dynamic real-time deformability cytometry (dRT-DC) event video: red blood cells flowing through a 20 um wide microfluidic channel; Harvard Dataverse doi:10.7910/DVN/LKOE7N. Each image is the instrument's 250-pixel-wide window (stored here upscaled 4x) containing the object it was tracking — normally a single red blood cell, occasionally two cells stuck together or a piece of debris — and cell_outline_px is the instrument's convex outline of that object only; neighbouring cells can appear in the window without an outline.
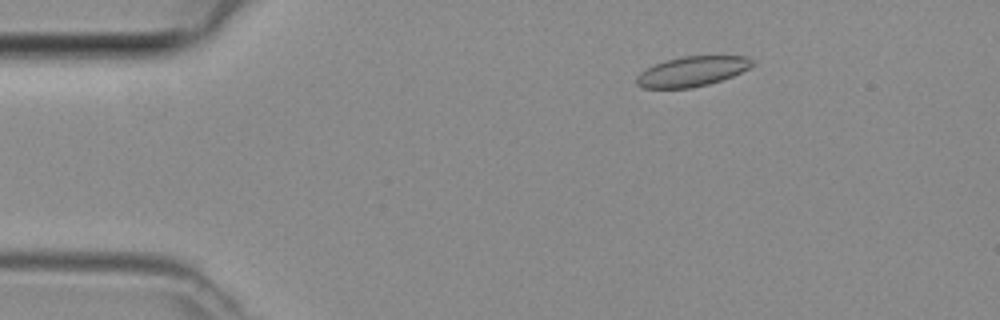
{"species": "common noctule bat (a hibernating species)", "species_latin": "Nyctalus noctula", "temperature_condition": "room temperature", "stored_images_in_passage": 45, "camera_frame_rate_fps": 3000, "um_per_image_px": 0.085, "animal": {"sex": "female", "body_mass_g": 29.2, "forearm_length_mm": 56.3}, "frame": {"image": 1, "passage_image": 6, "time_ms": 1.667, "image_size_px": [1000, 320], "cell_outline_px": [[756, 64], [732, 76], [708, 84], [692, 88], [644, 88], [636, 84], [636, 76], [640, 72], [656, 64], [668, 60], [684, 56], [748, 56]], "centroid_in_image_um": [58.83, 6.07], "position_along_channel_um": 26.2, "area_um2": 20.0}}
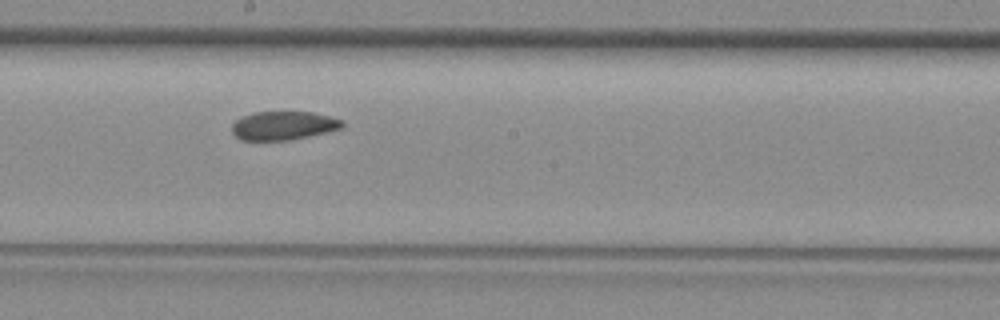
{"frame": {"image": 2, "passage_image": 24, "time_ms": 7.667, "image_size_px": [1000, 320], "cell_outline_px": [[344, 124], [340, 128], [308, 136], [288, 140], [240, 140], [232, 132], [232, 124], [236, 120], [252, 112], [312, 112], [332, 116], [344, 120]], "centroid_in_image_um": [24.09, 10.66], "position_along_channel_um": 224.1, "area_um2": 18.32}}
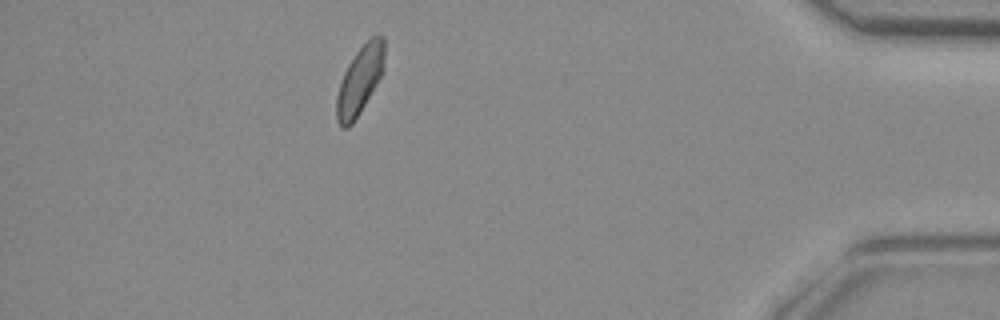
{"frame": {"image": 3, "passage_image": 40, "time_ms": 13.0, "image_size_px": [1000, 320], "cell_outline_px": [[384, 56], [380, 76], [376, 84], [360, 112], [352, 124], [348, 128], [340, 128], [336, 120], [336, 96], [344, 72], [348, 64], [356, 52], [372, 36], [384, 36]], "centroid_in_image_um": [30.54, 6.87], "position_along_channel_um": 404.7, "area_um2": 18.61}}